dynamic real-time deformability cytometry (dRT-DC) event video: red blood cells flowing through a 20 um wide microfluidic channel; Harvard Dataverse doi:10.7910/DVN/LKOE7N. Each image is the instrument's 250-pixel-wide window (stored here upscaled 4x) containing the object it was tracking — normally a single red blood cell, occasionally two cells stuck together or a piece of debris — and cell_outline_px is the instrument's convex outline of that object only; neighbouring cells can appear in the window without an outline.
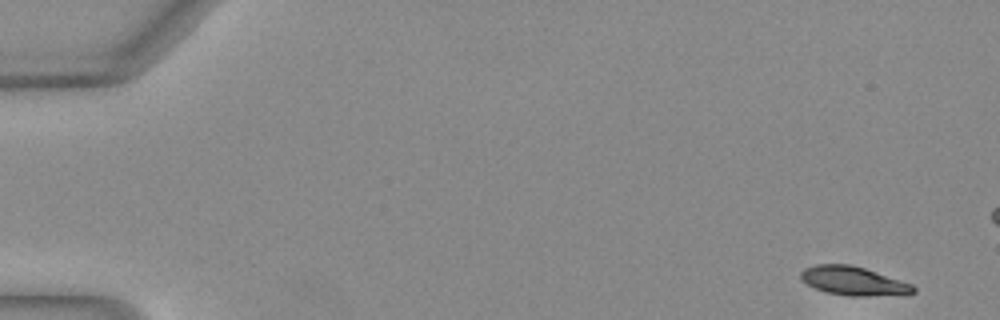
{"species": "Egyptian fruit bat (a non-hibernating species)", "species_latin": "Rousettus aegyptiacus", "temperature_condition": "warm", "stored_images_in_passage": 4, "camera_frame_rate_fps": 3000, "um_per_image_px": 0.085, "animal": {"sex": "female"}, "frame": {"image": 1, "passage_image": 1, "time_ms": 0.0, "image_size_px": [1000, 320], "cell_outline_px": [[916, 292], [864, 296], [852, 296], [828, 292], [816, 288], [808, 284], [800, 276], [800, 272], [804, 268], [816, 264], [848, 264], [864, 268], [912, 284], [916, 288]], "centroid_in_image_um": [72.51, 23.86], "position_along_channel_um": 12.5, "area_um2": 18.32}}